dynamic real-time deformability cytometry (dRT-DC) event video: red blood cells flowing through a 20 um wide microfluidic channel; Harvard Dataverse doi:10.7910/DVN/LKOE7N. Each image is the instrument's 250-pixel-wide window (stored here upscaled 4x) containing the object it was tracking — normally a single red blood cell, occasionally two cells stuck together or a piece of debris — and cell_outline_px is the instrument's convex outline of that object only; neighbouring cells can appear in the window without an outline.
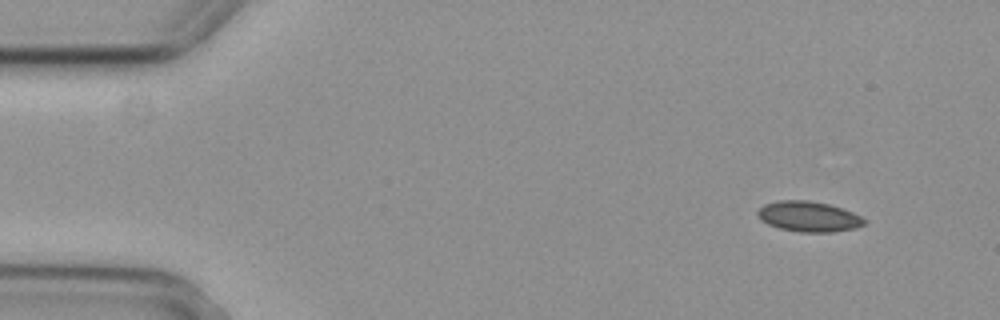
{"species": "common noctule bat (a hibernating species)", "species_latin": "Nyctalus noctula", "temperature_condition": "cold", "stored_images_in_passage": 5, "segment_of_instrument_passage": [1, 2], "camera_frame_rate_fps": 3000, "um_per_image_px": 0.085, "animal": {"sex": "female", "body_mass_g": 29.2, "forearm_length_mm": 56.3}, "frame": {"image": 1, "passage_image": 1, "time_ms": 0.0, "image_size_px": [1000, 320], "cell_outline_px": [[868, 220], [864, 224], [856, 228], [832, 232], [800, 232], [780, 228], [768, 224], [760, 220], [756, 216], [756, 212], [764, 204], [780, 200], [808, 200], [828, 204], [852, 212]], "centroid_in_image_um": [68.72, 18.41], "position_along_channel_um": 16.3, "area_um2": 18.9}}
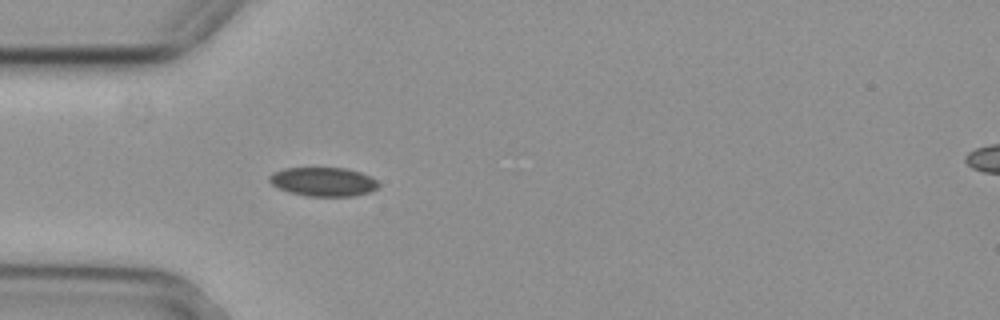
{"frame": {"image": 2, "passage_image": 4, "time_ms": 1.0, "image_size_px": [1000, 320], "cell_outline_px": [[380, 184], [376, 188], [368, 192], [356, 196], [308, 196], [292, 192], [280, 188], [272, 184], [268, 180], [268, 176], [272, 172], [284, 168], [344, 168], [360, 172], [376, 180]], "centroid_in_image_um": [27.46, 15.44], "position_along_channel_um": 57.5, "area_um2": 18.21}}